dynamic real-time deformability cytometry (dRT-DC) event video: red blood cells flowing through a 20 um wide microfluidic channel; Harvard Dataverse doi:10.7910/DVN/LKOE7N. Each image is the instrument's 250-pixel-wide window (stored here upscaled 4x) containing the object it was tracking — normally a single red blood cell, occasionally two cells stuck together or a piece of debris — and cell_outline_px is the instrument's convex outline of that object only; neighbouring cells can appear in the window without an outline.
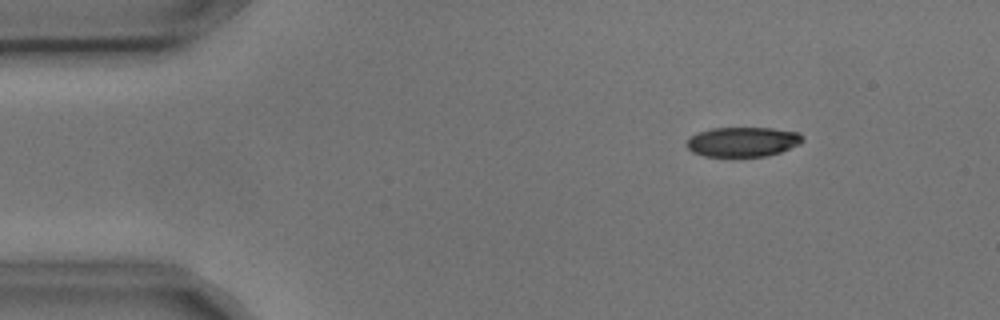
{"species": "common noctule bat (a hibernating species)", "species_latin": "Nyctalus noctula", "temperature_condition": "cold", "stored_images_in_passage": 4, "camera_frame_rate_fps": 3000, "um_per_image_px": 0.085, "animal": {"sex": "male", "body_mass_g": 17.9, "forearm_length_mm": 54.2}, "frame": {"image": 1, "passage_image": 1, "time_ms": 0.0, "image_size_px": [1000, 320], "cell_outline_px": [[804, 140], [800, 144], [780, 152], [764, 156], [704, 156], [692, 152], [684, 144], [688, 136], [712, 128], [772, 128], [800, 132], [804, 136]], "centroid_in_image_um": [63.13, 12.04], "position_along_channel_um": 21.9, "area_um2": 20.23}}